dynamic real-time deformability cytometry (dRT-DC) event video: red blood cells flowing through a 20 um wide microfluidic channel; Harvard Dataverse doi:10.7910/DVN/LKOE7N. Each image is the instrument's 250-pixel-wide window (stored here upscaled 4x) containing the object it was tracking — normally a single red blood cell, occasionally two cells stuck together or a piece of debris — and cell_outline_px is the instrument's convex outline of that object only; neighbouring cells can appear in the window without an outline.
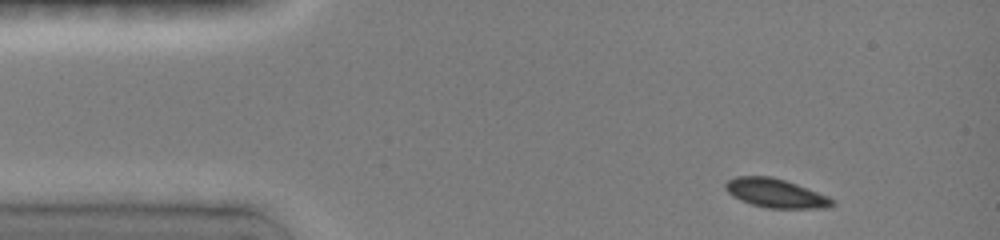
{"species": "common noctule bat (a hibernating species)", "species_latin": "Nyctalus noctula", "temperature_condition": "room temperature", "stored_images_in_passage": 21, "camera_frame_rate_fps": 3000, "um_per_image_px": 0.085, "animal": {"sex": "female", "body_mass_g": 19.0, "forearm_length_mm": 51.5}, "frame": {"image": 1, "passage_image": 1, "time_ms": 0.0, "image_size_px": [1000, 240], "cell_outline_px": [[836, 204], [832, 208], [768, 208], [752, 204], [740, 200], [732, 196], [724, 188], [724, 184], [728, 180], [736, 176], [772, 176], [796, 184], [828, 196], [836, 200]], "centroid_in_image_um": [65.95, 16.43], "position_along_channel_um": 19.0, "area_um2": 18.09}}
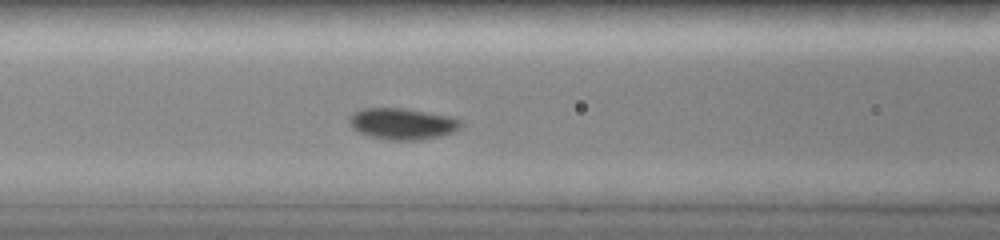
{"frame": {"image": 2, "passage_image": 8, "time_ms": 4.667, "image_size_px": [1000, 240], "cell_outline_px": [[460, 128], [452, 132], [440, 136], [420, 140], [388, 140], [372, 136], [360, 132], [352, 128], [348, 120], [348, 116], [352, 112], [364, 108], [404, 108], [452, 116], [460, 120]], "centroid_in_image_um": [34.18, 10.51], "position_along_channel_um": 132.4, "area_um2": 20.4}}
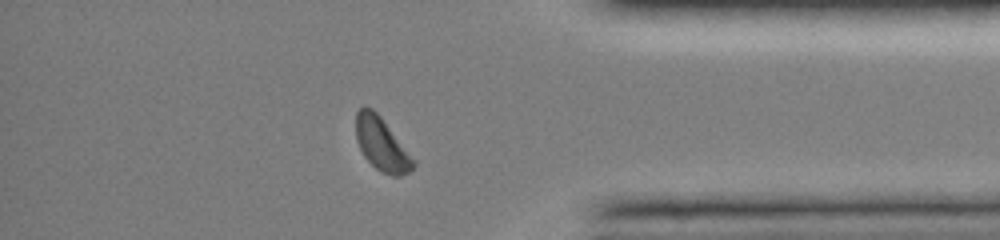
{"frame": {"image": 3, "passage_image": 19, "time_ms": 11.667, "image_size_px": [1000, 240], "cell_outline_px": [[416, 164], [408, 172], [400, 176], [392, 176], [380, 172], [364, 156], [356, 140], [356, 112], [364, 104], [372, 108], [380, 116], [416, 160]], "centroid_in_image_um": [32.44, 12.25], "position_along_channel_um": 402.8, "area_um2": 17.8}, "authors_computed_cell_mechanics": {"area_um2": 18.7272, "velocity_mm_per_s": 3.9985, "shape_relaxation_time_tau1_ms": 1.7747, "shape_relaxation_time_tau2_ms": null, "deformation_change_tau1": 0.0847, "deformation_change_tau2": null}}